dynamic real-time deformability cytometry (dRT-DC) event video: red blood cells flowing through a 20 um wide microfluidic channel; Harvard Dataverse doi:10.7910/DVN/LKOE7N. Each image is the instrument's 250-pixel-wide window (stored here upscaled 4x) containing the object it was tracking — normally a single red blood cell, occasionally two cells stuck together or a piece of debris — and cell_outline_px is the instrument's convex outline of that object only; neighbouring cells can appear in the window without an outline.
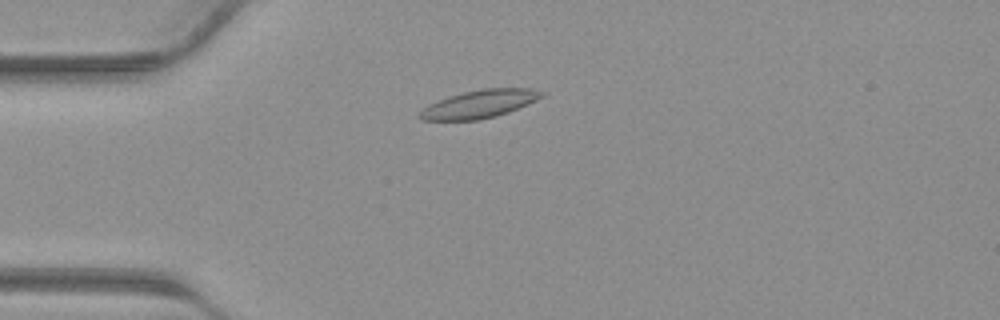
{"species": "common noctule bat (a hibernating species)", "species_latin": "Nyctalus noctula", "temperature_condition": "warm", "stored_images_in_passage": 34, "camera_frame_rate_fps": 3000, "um_per_image_px": 0.085, "animal": {"sex": "male", "body_mass_g": 23.1, "forearm_length_mm": 52.7}, "frame": {"image": 1, "passage_image": 4, "time_ms": 1.0, "image_size_px": [1000, 320], "cell_outline_px": [[544, 96], [536, 100], [508, 112], [496, 116], [480, 120], [420, 120], [416, 116], [428, 104], [448, 96], [464, 92], [484, 88], [532, 88], [544, 92]], "centroid_in_image_um": [40.73, 8.84], "position_along_channel_um": 44.3, "area_um2": 19.88}}
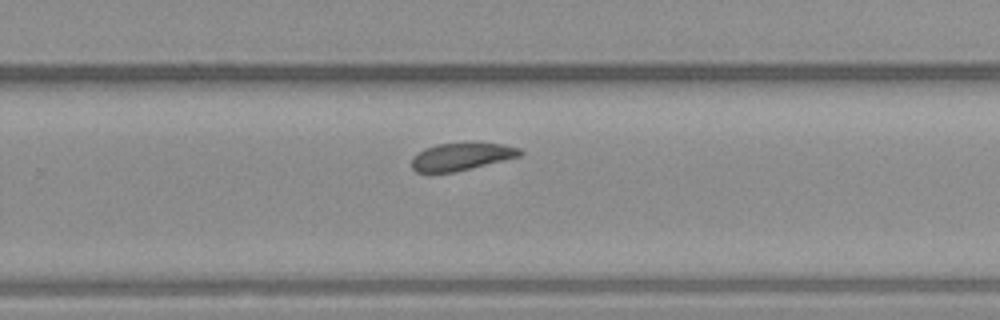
{"frame": {"image": 2, "passage_image": 20, "time_ms": 6.333, "image_size_px": [1000, 320], "cell_outline_px": [[524, 152], [520, 156], [456, 172], [416, 172], [412, 168], [412, 156], [416, 152], [424, 148], [436, 144], [504, 144], [520, 148]], "centroid_in_image_um": [39.19, 13.32], "position_along_channel_um": 290.6, "area_um2": 17.17}}
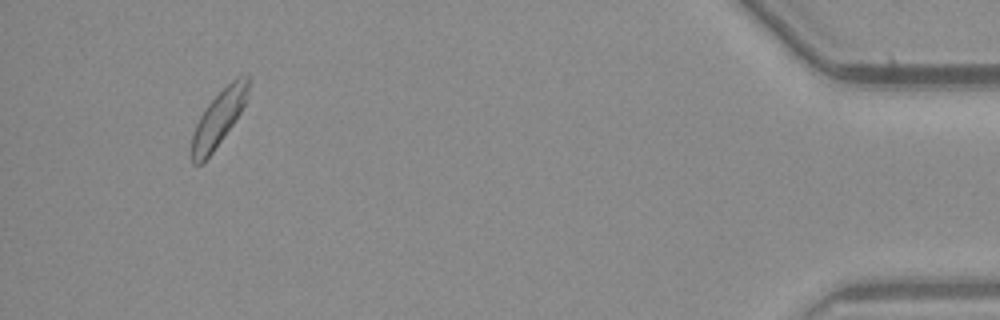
{"frame": {"image": 3, "passage_image": 32, "time_ms": 10.333, "image_size_px": [1000, 320], "cell_outline_px": [[252, 80], [248, 96], [236, 120], [212, 152], [200, 164], [192, 164], [192, 136], [196, 124], [204, 108], [236, 76], [248, 72]], "centroid_in_image_um": [18.65, 9.96], "position_along_channel_um": 416.6, "area_um2": 18.32}}